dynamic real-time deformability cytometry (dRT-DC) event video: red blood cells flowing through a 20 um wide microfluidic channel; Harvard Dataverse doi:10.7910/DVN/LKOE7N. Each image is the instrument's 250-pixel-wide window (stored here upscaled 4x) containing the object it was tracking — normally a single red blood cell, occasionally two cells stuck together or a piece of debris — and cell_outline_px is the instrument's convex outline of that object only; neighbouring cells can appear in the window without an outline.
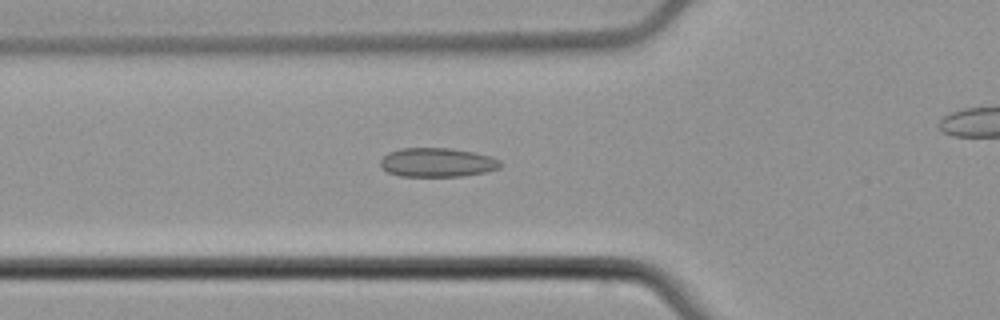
{"species": "common noctule bat (a hibernating species)", "species_latin": "Nyctalus noctula", "temperature_condition": "cold", "stored_images_in_passage": 37, "camera_frame_rate_fps": 3000, "um_per_image_px": 0.085, "animal": {"sex": "male", "body_mass_g": 21.5, "forearm_length_mm": 52.0}, "frame": {"image": 1, "passage_image": 10, "time_ms": 3.0, "image_size_px": [1000, 320], "cell_outline_px": [[504, 164], [500, 168], [484, 172], [464, 176], [400, 176], [388, 172], [380, 168], [380, 160], [388, 152], [400, 148], [452, 148], [492, 156], [500, 160]], "centroid_in_image_um": [37.17, 13.8], "position_along_channel_um": 88.6, "area_um2": 20.52}}
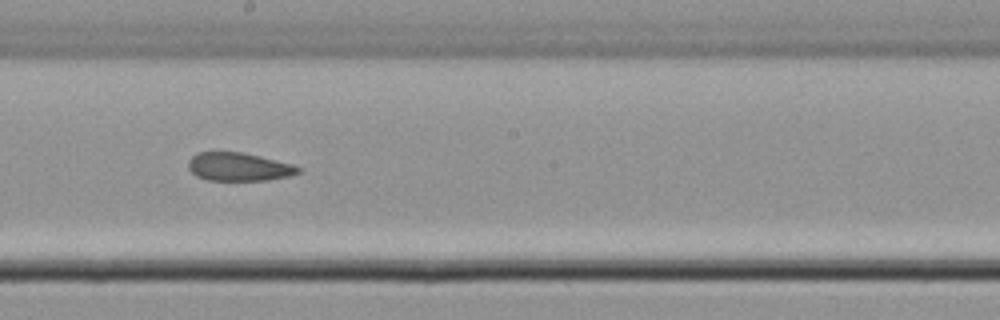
{"frame": {"image": 2, "passage_image": 21, "time_ms": 6.667, "image_size_px": [1000, 320], "cell_outline_px": [[300, 172], [288, 176], [268, 180], [208, 180], [196, 176], [188, 168], [188, 160], [196, 152], [244, 152], [292, 164], [300, 168]], "centroid_in_image_um": [20.26, 14.17], "position_along_channel_um": 227.9, "area_um2": 18.09}}
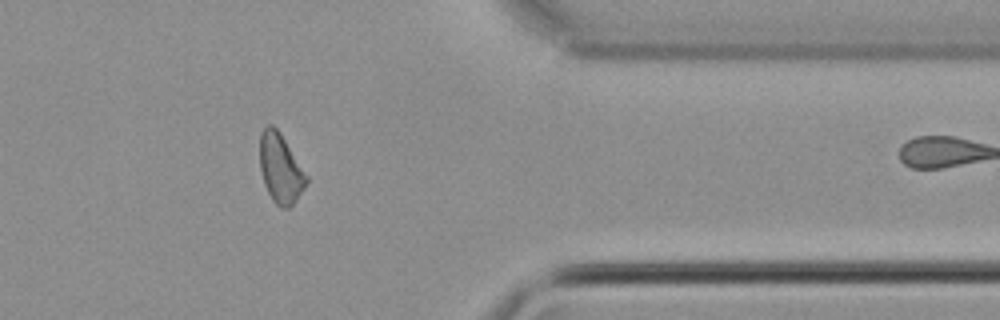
{"frame": {"image": 3, "passage_image": 35, "time_ms": 11.333, "image_size_px": [1000, 320], "cell_outline_px": [[308, 184], [292, 204], [288, 208], [280, 208], [272, 200], [264, 184], [260, 168], [260, 132], [268, 124], [272, 124], [280, 132], [308, 176]], "centroid_in_image_um": [23.84, 14.31], "position_along_channel_um": 387.6, "area_um2": 18.84}}